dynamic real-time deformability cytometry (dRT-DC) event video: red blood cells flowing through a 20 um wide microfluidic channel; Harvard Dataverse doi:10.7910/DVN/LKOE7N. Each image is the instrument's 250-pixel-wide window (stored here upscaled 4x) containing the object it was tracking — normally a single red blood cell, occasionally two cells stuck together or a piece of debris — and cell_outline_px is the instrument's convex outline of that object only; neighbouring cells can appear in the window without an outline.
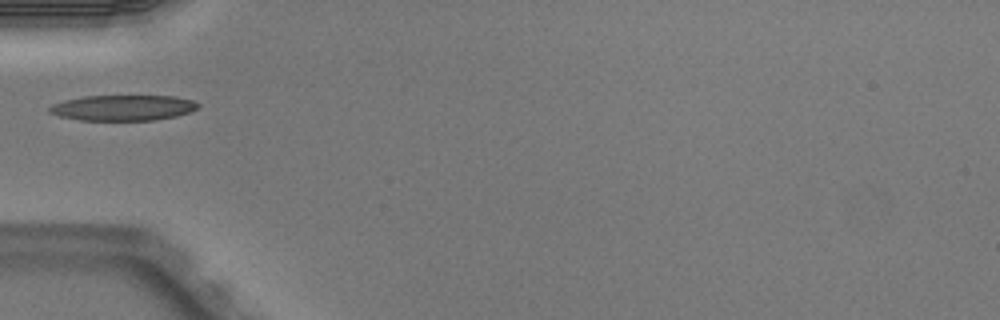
{"species": "Egyptian fruit bat (a non-hibernating species)", "species_latin": "Rousettus aegyptiacus", "temperature_condition": "warm", "stored_images_in_passage": 4, "camera_frame_rate_fps": 3000, "um_per_image_px": 0.085, "animal": {"sex": "male"}, "frame": {"image": 1, "passage_image": 3, "time_ms": 0.667, "image_size_px": [1000, 320], "cell_outline_px": [[200, 104], [196, 108], [188, 112], [176, 116], [156, 120], [80, 120], [60, 116], [48, 112], [48, 108], [52, 104], [64, 100], [84, 96], [172, 96], [192, 100]], "centroid_in_image_um": [10.42, 9.16], "position_along_channel_um": 74.6, "area_um2": 22.02}}